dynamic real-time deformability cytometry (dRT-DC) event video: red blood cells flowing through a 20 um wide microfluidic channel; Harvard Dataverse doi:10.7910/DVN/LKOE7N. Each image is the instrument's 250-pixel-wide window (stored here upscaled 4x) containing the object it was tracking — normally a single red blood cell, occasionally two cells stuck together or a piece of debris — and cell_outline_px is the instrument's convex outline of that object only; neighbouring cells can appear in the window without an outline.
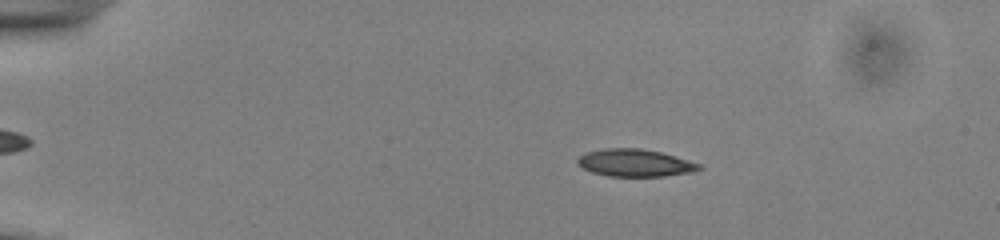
{"species": "common noctule bat (a hibernating species)", "species_latin": "Nyctalus noctula", "temperature_condition": "cold", "stored_images_in_passage": 54, "camera_frame_rate_fps": 3000, "um_per_image_px": 0.085, "animal": {"sex": "male", "body_mass_g": 13.0, "forearm_length_mm": 53.1}, "frame": {"image": 1, "passage_image": 10, "time_ms": 3.0, "image_size_px": [1000, 240], "cell_outline_px": [[704, 168], [692, 172], [664, 176], [608, 176], [592, 172], [576, 164], [576, 160], [580, 156], [588, 152], [604, 148], [640, 148], [660, 152], [676, 156], [704, 164]], "centroid_in_image_um": [54.03, 13.84], "position_along_channel_um": 31.0, "area_um2": 19.54}}
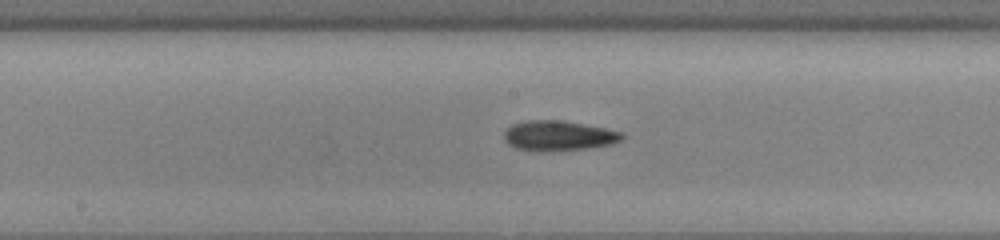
{"frame": {"image": 2, "passage_image": 29, "time_ms": 9.333, "image_size_px": [1000, 240], "cell_outline_px": [[624, 136], [620, 140], [612, 144], [588, 148], [540, 152], [516, 148], [508, 144], [504, 140], [504, 132], [512, 124], [528, 120], [560, 120], [584, 124], [624, 132]], "centroid_in_image_um": [47.46, 11.54], "position_along_channel_um": 200.7, "area_um2": 20.69}}
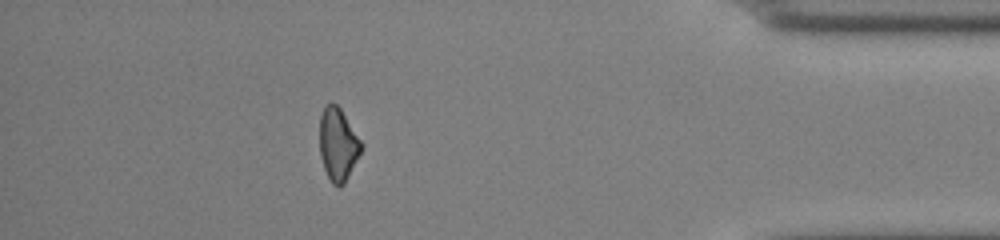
{"frame": {"image": 3, "passage_image": 48, "time_ms": 15.667, "image_size_px": [1000, 240], "cell_outline_px": [[364, 148], [344, 184], [340, 188], [332, 184], [324, 168], [320, 156], [320, 116], [324, 108], [328, 104], [336, 104], [340, 108], [364, 144]], "centroid_in_image_um": [28.76, 12.31], "position_along_channel_um": 406.4, "area_um2": 17.74}, "authors_computed_cell_mechanics": {"area_um2": 19.5364, "velocity_mm_per_s": 3.8521, "shape_relaxation_time_tau1_ms": 6.8881, "shape_relaxation_time_tau2_ms": 7.9623, "deformation_change_tau1": 0.1358, "deformation_change_tau2": 0.1762}}